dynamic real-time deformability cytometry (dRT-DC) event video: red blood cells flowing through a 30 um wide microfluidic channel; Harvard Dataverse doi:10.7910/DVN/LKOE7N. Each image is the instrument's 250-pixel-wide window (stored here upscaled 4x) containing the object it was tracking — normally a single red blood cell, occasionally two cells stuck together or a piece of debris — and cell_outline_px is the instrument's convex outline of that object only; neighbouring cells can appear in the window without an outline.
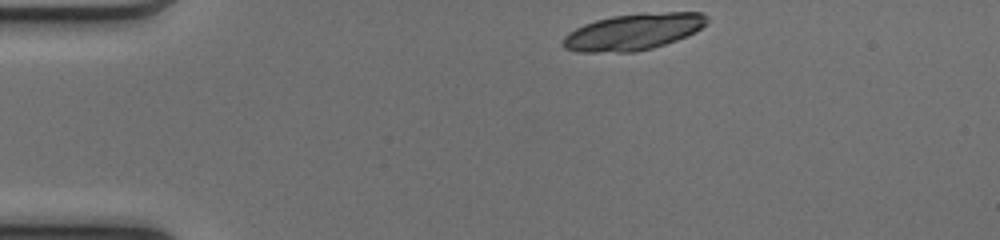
{"species": "common noctule bat (a hibernating species)", "species_latin": "Nyctalus noctula", "temperature_condition": "cold", "stored_images_in_passage": 41, "camera_frame_rate_fps": 3000, "um_per_image_px": 0.085, "animal": {"sex": "female", "body_mass_g": 17.0, "forearm_length_mm": 48.0}, "frame": {"image": 1, "passage_image": 1, "time_ms": 0.0, "image_size_px": [1000, 240], "cell_outline_px": [[708, 24], [696, 32], [676, 40], [652, 48], [636, 52], [576, 52], [564, 48], [560, 44], [560, 40], [568, 32], [584, 24], [596, 20], [612, 16], [640, 12], [704, 12], [708, 16]], "centroid_in_image_um": [53.83, 2.69], "position_along_channel_um": 31.2, "area_um2": 31.15}}